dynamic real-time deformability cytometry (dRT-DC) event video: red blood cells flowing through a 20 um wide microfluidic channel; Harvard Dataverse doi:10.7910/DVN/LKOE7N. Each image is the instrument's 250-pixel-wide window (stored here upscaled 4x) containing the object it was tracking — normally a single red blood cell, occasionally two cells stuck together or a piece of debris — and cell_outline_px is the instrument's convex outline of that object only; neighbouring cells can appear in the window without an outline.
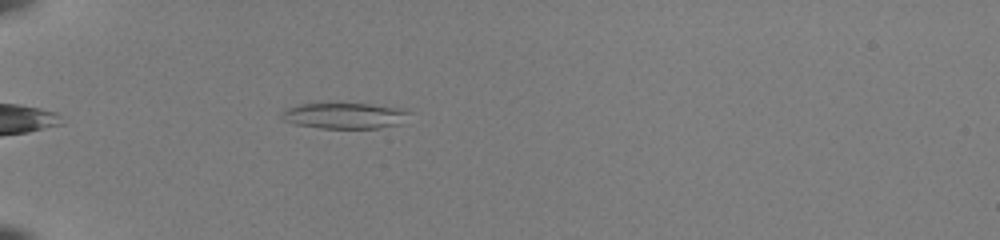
{"species": "common noctule bat (a hibernating species)", "species_latin": "Nyctalus noctula", "temperature_condition": "room temperature", "stored_images_in_passage": 35, "camera_frame_rate_fps": 3000, "um_per_image_px": 0.085, "animal": {"sex": "female", "body_mass_g": 22.0, "forearm_length_mm": 56.7}, "frame": {"image": 1, "passage_image": 5, "time_ms": 1.333, "image_size_px": [1000, 240], "cell_outline_px": [[408, 112], [396, 124], [376, 128], [320, 128], [292, 124], [284, 120], [280, 116], [288, 108], [300, 104], [368, 104], [404, 108]], "centroid_in_image_um": [29.2, 9.83], "position_along_channel_um": 55.8, "area_um2": 18.67}}
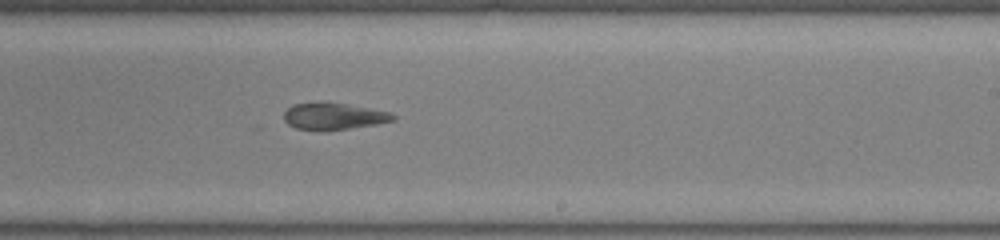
{"frame": {"image": 2, "passage_image": 22, "time_ms": 7.0, "image_size_px": [1000, 240], "cell_outline_px": [[396, 120], [376, 124], [348, 128], [296, 128], [288, 124], [284, 120], [284, 112], [292, 104], [348, 104], [392, 112], [396, 116]], "centroid_in_image_um": [28.44, 9.87], "position_along_channel_um": 260.6, "area_um2": 16.07}}
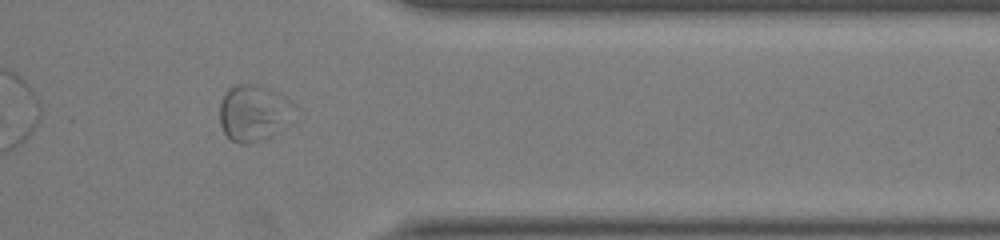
{"frame": {"image": 3, "passage_image": 32, "time_ms": 10.333, "image_size_px": [1000, 240], "cell_outline_px": [[292, 104], [288, 128], [272, 136], [260, 140], [244, 144], [240, 144], [232, 140], [224, 132], [220, 124], [220, 104], [228, 88], [236, 84], [256, 84], [268, 88], [284, 96]], "centroid_in_image_um": [21.55, 9.61], "position_along_channel_um": 389.9, "area_um2": 24.39}, "authors_computed_cell_mechanics": {"area_um2": 18.1492, "velocity_mm_per_s": 4.0052, "shape_relaxation_time_tau1_ms": null, "shape_relaxation_time_tau2_ms": 3.116, "deformation_change_tau1": null, "deformation_change_tau2": 0.1038}}